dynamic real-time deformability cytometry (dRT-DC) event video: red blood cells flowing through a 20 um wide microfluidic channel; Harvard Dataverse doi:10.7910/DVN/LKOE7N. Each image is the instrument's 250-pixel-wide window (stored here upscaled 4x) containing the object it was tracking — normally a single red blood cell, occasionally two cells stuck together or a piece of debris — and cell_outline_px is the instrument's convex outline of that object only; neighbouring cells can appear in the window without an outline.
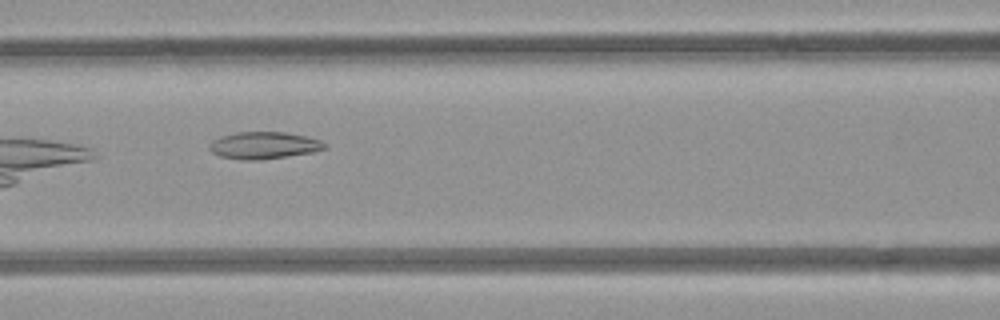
{"species": "common noctule bat (a hibernating species)", "species_latin": "Nyctalus noctula", "temperature_condition": "room temperature", "stored_images_in_passage": 6, "camera_frame_rate_fps": 3000, "um_per_image_px": 0.085, "animal": {"sex": "female", "body_mass_g": 21.9}, "frame": {"image": 1, "passage_image": 3, "time_ms": 2.333, "image_size_px": [1000, 320], "cell_outline_px": [[328, 148], [312, 152], [288, 156], [256, 160], [244, 160], [220, 156], [212, 152], [208, 148], [208, 144], [212, 140], [220, 136], [236, 132], [284, 132], [308, 136], [320, 140]], "centroid_in_image_um": [22.4, 12.35], "position_along_channel_um": 144.2, "area_um2": 18.21}}
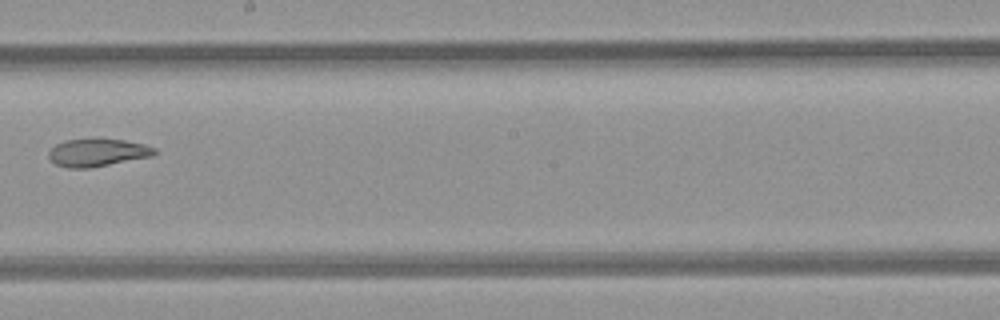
{"frame": {"image": 2, "passage_image": 5, "time_ms": 4.667, "image_size_px": [1000, 320], "cell_outline_px": [[156, 152], [152, 156], [88, 168], [68, 168], [56, 164], [48, 156], [48, 152], [56, 144], [64, 140], [124, 140], [144, 144], [156, 148]], "centroid_in_image_um": [8.28, 12.98], "position_along_channel_um": 239.9, "area_um2": 16.65}}
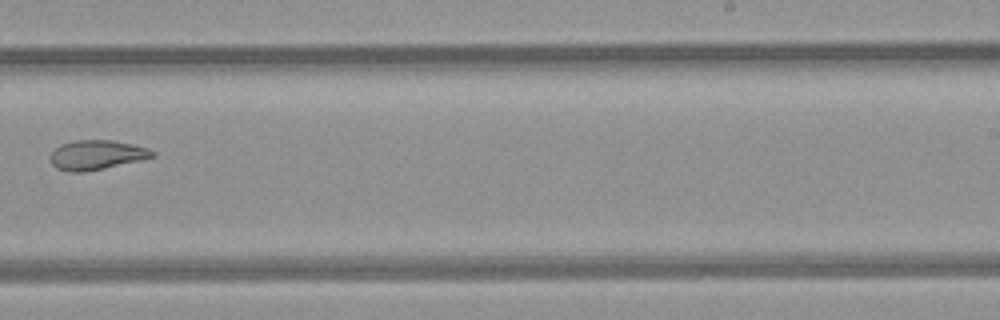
{"frame": {"image": 3, "passage_image": 6, "time_ms": 5.667, "image_size_px": [1000, 320], "cell_outline_px": [[156, 156], [144, 160], [84, 172], [72, 172], [56, 168], [52, 164], [48, 156], [60, 144], [76, 140], [112, 140], [132, 144], [148, 148], [156, 152]], "centroid_in_image_um": [8.23, 13.17], "position_along_channel_um": 280.8, "area_um2": 17.74}}